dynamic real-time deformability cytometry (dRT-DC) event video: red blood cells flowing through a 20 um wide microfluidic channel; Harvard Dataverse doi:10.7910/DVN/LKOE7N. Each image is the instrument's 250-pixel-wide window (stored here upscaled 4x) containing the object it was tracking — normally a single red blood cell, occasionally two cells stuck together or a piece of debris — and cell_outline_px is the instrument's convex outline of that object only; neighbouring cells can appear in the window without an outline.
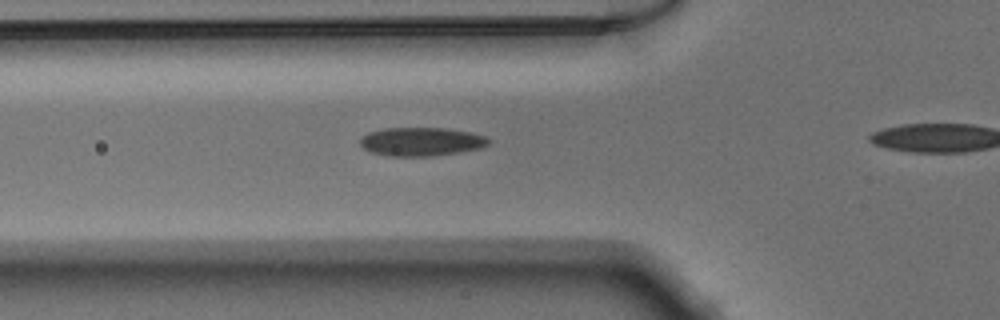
{"species": "Egyptian fruit bat (a non-hibernating species)", "species_latin": "Rousettus aegyptiacus", "temperature_condition": "warm", "stored_images_in_passage": 25, "camera_frame_rate_fps": 3000, "um_per_image_px": 0.085, "animal": {"sex": "male"}, "frame": {"image": 1, "passage_image": 2, "time_ms": 0.333, "image_size_px": [1000, 320], "cell_outline_px": [[492, 140], [488, 144], [480, 148], [460, 152], [432, 156], [388, 156], [368, 152], [360, 144], [360, 136], [368, 132], [384, 128], [448, 128], [472, 132], [488, 136]], "centroid_in_image_um": [35.82, 12.03], "position_along_channel_um": 90.0, "area_um2": 21.79}}
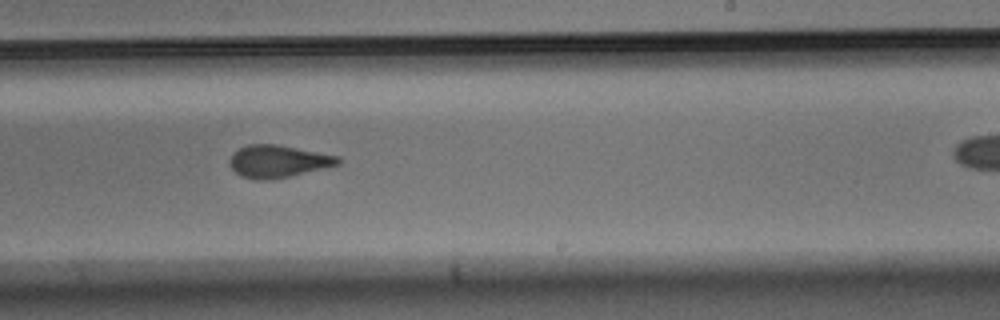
{"frame": {"image": 2, "passage_image": 15, "time_ms": 4.667, "image_size_px": [1000, 320], "cell_outline_px": [[340, 164], [324, 168], [288, 176], [264, 180], [256, 180], [240, 176], [228, 164], [228, 160], [232, 152], [248, 144], [276, 144], [340, 156]], "centroid_in_image_um": [23.59, 13.7], "position_along_channel_um": 265.4, "area_um2": 20.4}}
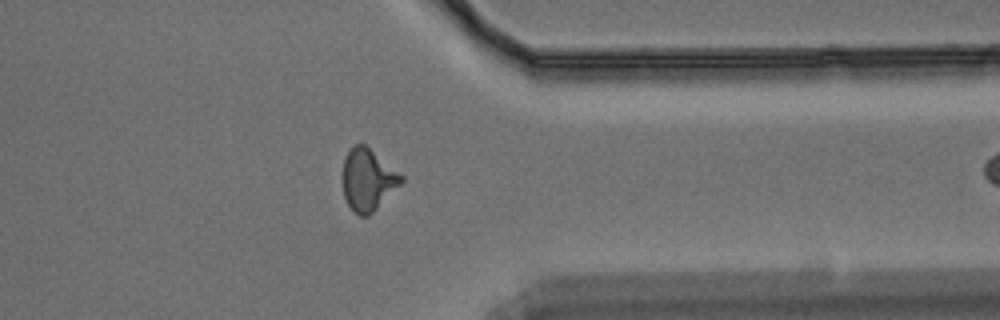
{"frame": {"image": 3, "passage_image": 24, "time_ms": 7.667, "image_size_px": [1000, 320], "cell_outline_px": [[404, 180], [368, 216], [360, 216], [348, 204], [344, 196], [344, 160], [352, 144], [364, 144], [404, 176]], "centroid_in_image_um": [31.27, 15.26], "position_along_channel_um": 380.1, "area_um2": 20.46}}